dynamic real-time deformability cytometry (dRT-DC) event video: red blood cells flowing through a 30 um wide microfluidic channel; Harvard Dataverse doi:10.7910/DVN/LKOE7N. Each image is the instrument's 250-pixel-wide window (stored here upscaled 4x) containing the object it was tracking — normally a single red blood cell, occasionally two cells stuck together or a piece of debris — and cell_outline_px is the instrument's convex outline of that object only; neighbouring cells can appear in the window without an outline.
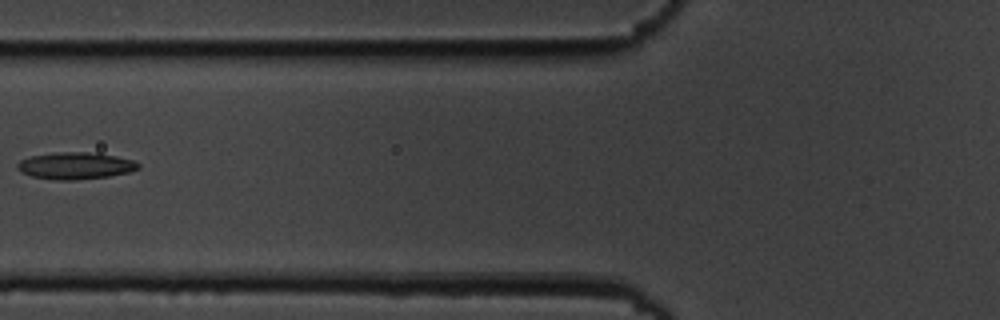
{"species": "common noctule bat (a hibernating species)", "species_latin": "Nyctalus noctula", "temperature_condition": "cold", "stored_images_in_passage": 12, "camera_frame_rate_fps": 3000, "um_per_image_px": 0.085, "animal": {"sex": "male", "body_mass_g": 19.5, "forearm_length_mm": 54.6}, "frame": {"image": 1, "passage_image": 3, "time_ms": 2.333, "image_size_px": [1000, 320], "cell_outline_px": [[140, 168], [128, 172], [108, 176], [72, 180], [56, 180], [32, 176], [20, 172], [16, 168], [16, 164], [20, 160], [32, 156], [56, 152], [96, 152], [116, 156], [132, 160], [140, 164]], "centroid_in_image_um": [6.39, 14.08], "position_along_channel_um": 119.4, "area_um2": 18.96}}
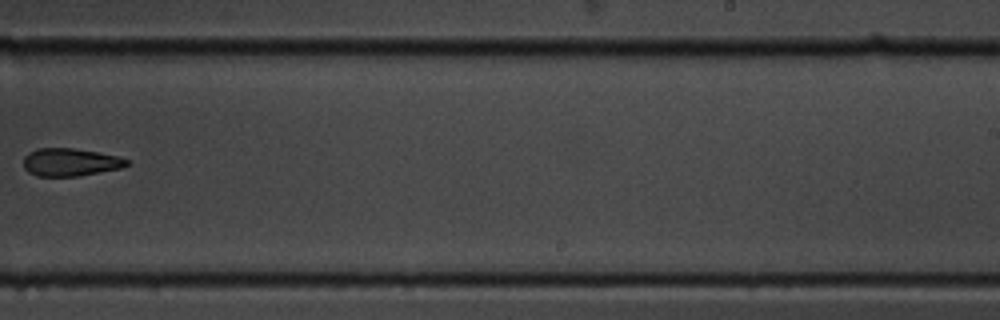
{"frame": {"image": 2, "passage_image": 7, "time_ms": 7.0, "image_size_px": [1000, 320], "cell_outline_px": [[128, 164], [120, 168], [80, 176], [36, 176], [28, 172], [24, 168], [24, 156], [28, 152], [36, 148], [72, 148], [96, 152], [116, 156], [128, 160]], "centroid_in_image_um": [5.91, 13.79], "position_along_channel_um": 283.1, "area_um2": 16.65}}
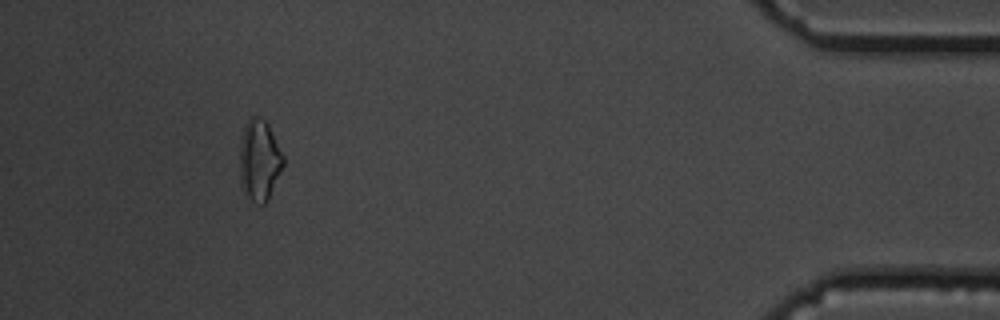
{"frame": {"image": 3, "passage_image": 11, "time_ms": 12.333, "image_size_px": [1000, 320], "cell_outline_px": [[284, 164], [268, 200], [264, 204], [260, 204], [244, 196], [240, 188], [240, 140], [244, 124], [252, 116], [256, 116], [264, 120], [268, 124], [284, 156]], "centroid_in_image_um": [22.02, 13.64], "position_along_channel_um": 413.2, "area_um2": 20.81}, "authors_computed_cell_mechanics": {"area_um2": 18.1203, "velocity_mm_per_s": 3.5025, "shape_relaxation_time_tau1_ms": 3.1263, "shape_relaxation_time_tau2_ms": null, "deformation_change_tau1": 0.0721, "deformation_change_tau2": null}}